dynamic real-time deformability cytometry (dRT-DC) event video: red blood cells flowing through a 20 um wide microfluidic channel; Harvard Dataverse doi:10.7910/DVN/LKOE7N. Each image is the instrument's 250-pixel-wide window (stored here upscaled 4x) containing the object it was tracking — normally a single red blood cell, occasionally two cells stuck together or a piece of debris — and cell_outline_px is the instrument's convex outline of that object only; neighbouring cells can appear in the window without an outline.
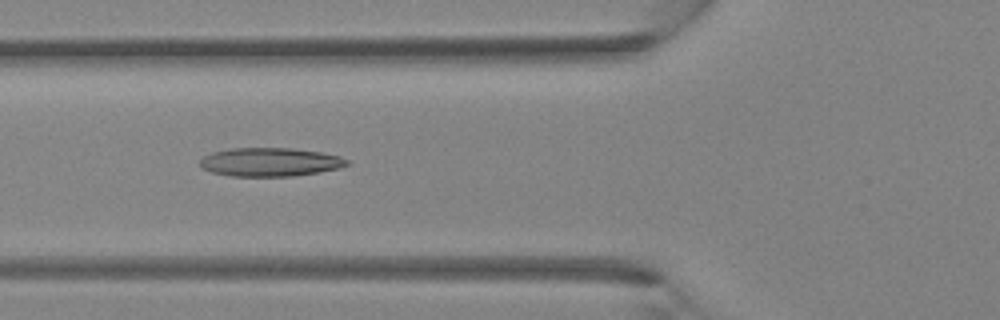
{"species": "Egyptian fruit bat (a non-hibernating species)", "species_latin": "Rousettus aegyptiacus", "temperature_condition": "room temperature", "stored_images_in_passage": 34, "camera_frame_rate_fps": 3000, "um_per_image_px": 0.085, "animal": {"sex": "female"}, "frame": {"image": 1, "passage_image": 10, "time_ms": 3.0, "image_size_px": [1000, 320], "cell_outline_px": [[352, 164], [340, 168], [320, 172], [292, 176], [232, 176], [212, 172], [200, 168], [200, 160], [204, 156], [212, 152], [232, 148], [292, 148], [320, 152], [340, 156], [348, 160]], "centroid_in_image_um": [22.98, 13.77], "position_along_channel_um": 102.8, "area_um2": 24.62}}
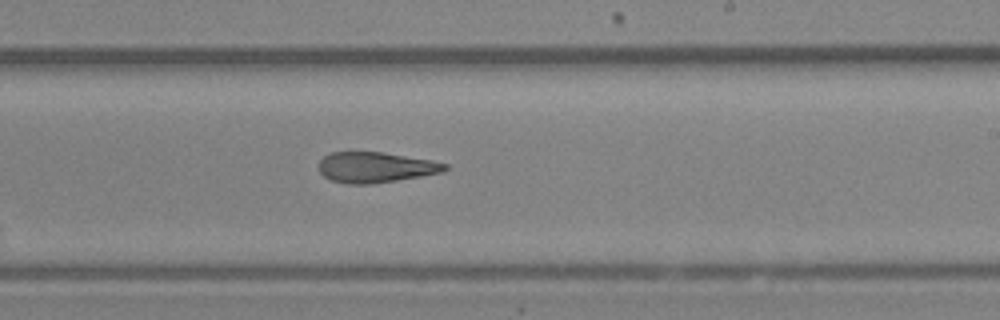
{"frame": {"image": 2, "passage_image": 19, "time_ms": 6.0, "image_size_px": [1000, 320], "cell_outline_px": [[448, 168], [444, 172], [396, 180], [368, 184], [348, 184], [332, 180], [324, 176], [320, 172], [320, 160], [324, 156], [332, 152], [384, 152], [432, 160], [448, 164]], "centroid_in_image_um": [31.95, 14.21], "position_along_channel_um": 257.1, "area_um2": 22.31}}
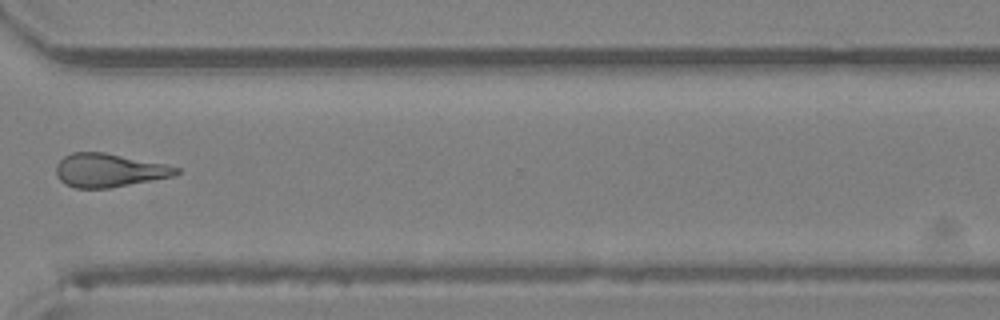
{"frame": {"image": 3, "passage_image": 25, "time_ms": 8.0, "image_size_px": [1000, 320], "cell_outline_px": [[180, 172], [172, 176], [108, 188], [76, 188], [64, 184], [56, 176], [56, 164], [64, 156], [72, 152], [104, 152], [164, 164], [180, 168]], "centroid_in_image_um": [9.21, 14.47], "position_along_channel_um": 361.4, "area_um2": 23.24}}